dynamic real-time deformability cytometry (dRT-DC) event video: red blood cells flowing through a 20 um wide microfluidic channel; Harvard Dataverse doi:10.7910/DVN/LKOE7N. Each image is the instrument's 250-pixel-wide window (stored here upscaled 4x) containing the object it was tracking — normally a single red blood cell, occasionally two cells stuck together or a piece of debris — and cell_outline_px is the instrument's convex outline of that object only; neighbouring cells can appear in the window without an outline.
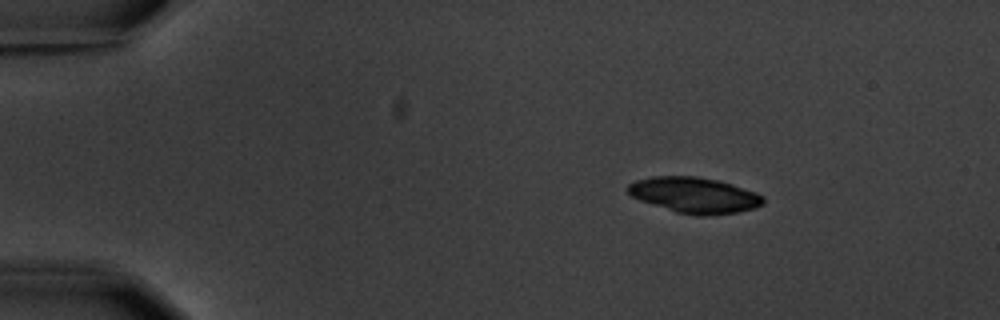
{"species": "common noctule bat (a hibernating species)", "species_latin": "Nyctalus noctula", "temperature_condition": "warm", "stored_images_in_passage": 3, "camera_frame_rate_fps": 3000, "um_per_image_px": 0.085, "animal": {"sex": "male", "body_mass_g": 20.1, "forearm_length_mm": 53.5}, "frame": {"image": 1, "passage_image": 1, "time_ms": 0.0, "image_size_px": [1000, 320], "cell_outline_px": [[764, 204], [756, 208], [740, 212], [708, 216], [696, 216], [676, 212], [640, 200], [632, 196], [628, 192], [628, 184], [636, 180], [652, 176], [696, 176], [716, 180], [732, 184], [756, 192], [764, 196]], "centroid_in_image_um": [59.07, 16.6], "position_along_channel_um": 25.9, "area_um2": 28.32}}